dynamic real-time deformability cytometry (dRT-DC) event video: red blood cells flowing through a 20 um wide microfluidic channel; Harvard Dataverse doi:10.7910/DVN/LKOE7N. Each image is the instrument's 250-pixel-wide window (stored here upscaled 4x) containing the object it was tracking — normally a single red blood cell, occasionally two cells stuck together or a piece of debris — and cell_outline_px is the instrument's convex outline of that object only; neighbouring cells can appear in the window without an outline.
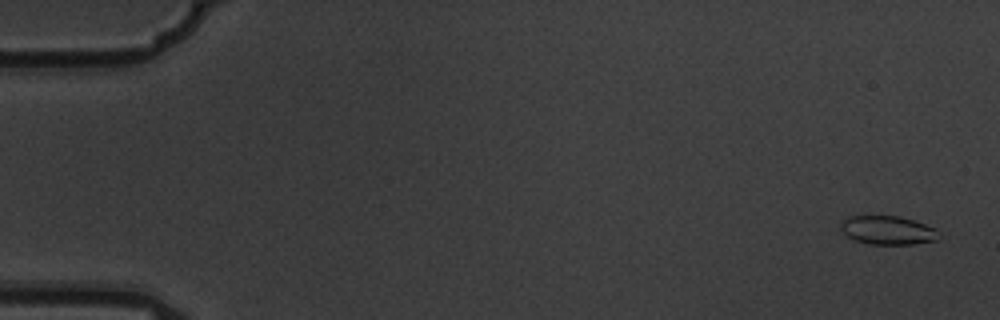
{"species": "common noctule bat (a hibernating species)", "species_latin": "Nyctalus noctula", "temperature_condition": "warm", "stored_images_in_passage": 6, "camera_frame_rate_fps": 3000, "um_per_image_px": 0.085, "animal": {"sex": "male", "body_mass_g": 19.5, "forearm_length_mm": 54.6}, "frame": {"image": 1, "passage_image": 1, "time_ms": 0.0, "image_size_px": [1000, 320], "cell_outline_px": [[940, 236], [936, 240], [912, 244], [868, 244], [856, 240], [848, 236], [840, 228], [840, 220], [848, 216], [900, 216], [936, 228]], "centroid_in_image_um": [75.44, 19.56], "position_along_channel_um": 9.6, "area_um2": 16.36}}
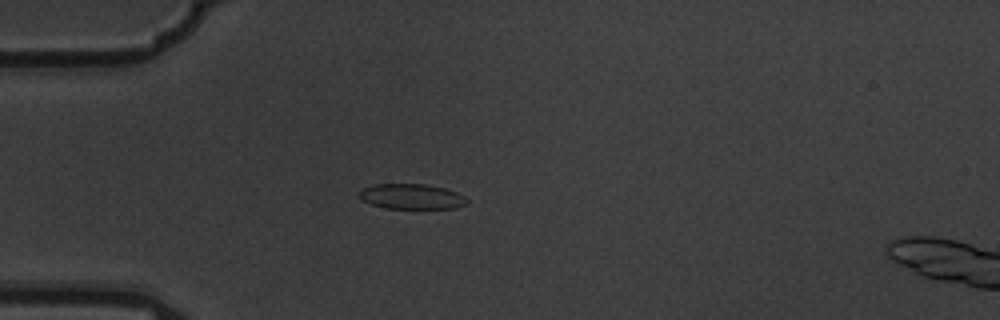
{"frame": {"image": 2, "passage_image": 5, "time_ms": 1.333, "image_size_px": [1000, 320], "cell_outline_px": [[468, 204], [456, 208], [388, 208], [372, 204], [360, 200], [356, 196], [360, 188], [376, 184], [424, 184], [444, 188], [456, 192], [464, 196], [468, 200]], "centroid_in_image_um": [34.94, 16.7], "position_along_channel_um": 50.1, "area_um2": 15.95}}